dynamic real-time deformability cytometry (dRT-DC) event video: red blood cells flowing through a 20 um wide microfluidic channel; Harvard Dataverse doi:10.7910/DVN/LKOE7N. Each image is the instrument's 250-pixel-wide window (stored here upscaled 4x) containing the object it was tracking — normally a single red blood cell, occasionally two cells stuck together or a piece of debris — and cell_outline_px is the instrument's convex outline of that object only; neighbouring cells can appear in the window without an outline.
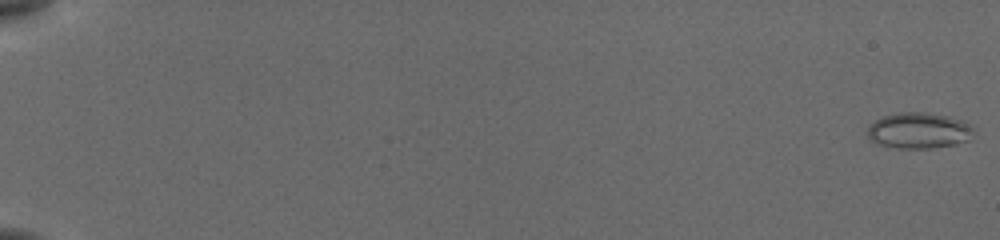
{"species": "common noctule bat (a hibernating species)", "species_latin": "Nyctalus noctula", "temperature_condition": "cold", "stored_images_in_passage": 57, "segment_of_instrument_passage": [1, 2], "camera_frame_rate_fps": 3000, "um_per_image_px": 0.085, "animal": {"sex": "female", "body_mass_g": 19.5, "forearm_length_mm": 54.1}, "frame": {"image": 1, "passage_image": 1, "time_ms": 0.0, "image_size_px": [1000, 240], "cell_outline_px": [[972, 128], [968, 140], [956, 144], [928, 148], [900, 148], [876, 144], [868, 136], [868, 124], [884, 116], [900, 112], [924, 112], [948, 116], [972, 124]], "centroid_in_image_um": [78.07, 11.09], "position_along_channel_um": 6.9, "area_um2": 22.02}}
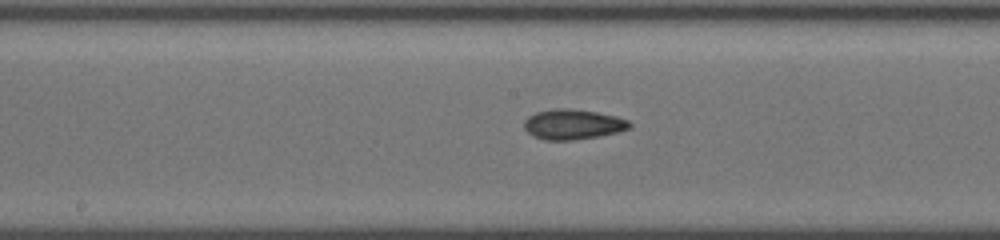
{"frame": {"image": 2, "passage_image": 32, "time_ms": 10.333, "image_size_px": [1000, 240], "cell_outline_px": [[632, 128], [616, 132], [596, 136], [572, 140], [544, 140], [532, 136], [524, 128], [524, 120], [528, 116], [536, 112], [552, 108], [568, 108], [596, 112], [616, 116], [628, 120], [632, 124]], "centroid_in_image_um": [48.67, 10.56], "position_along_channel_um": 199.5, "area_um2": 18.55}}
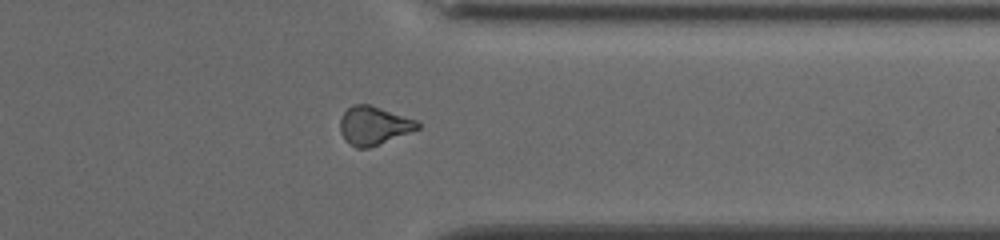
{"frame": {"image": 3, "passage_image": 46, "time_ms": 15.0, "image_size_px": [1000, 240], "cell_outline_px": [[420, 128], [380, 144], [368, 148], [356, 148], [344, 140], [340, 132], [340, 120], [344, 112], [352, 104], [368, 104], [416, 120], [420, 124]], "centroid_in_image_um": [31.74, 10.68], "position_along_channel_um": 379.7, "area_um2": 17.22}}